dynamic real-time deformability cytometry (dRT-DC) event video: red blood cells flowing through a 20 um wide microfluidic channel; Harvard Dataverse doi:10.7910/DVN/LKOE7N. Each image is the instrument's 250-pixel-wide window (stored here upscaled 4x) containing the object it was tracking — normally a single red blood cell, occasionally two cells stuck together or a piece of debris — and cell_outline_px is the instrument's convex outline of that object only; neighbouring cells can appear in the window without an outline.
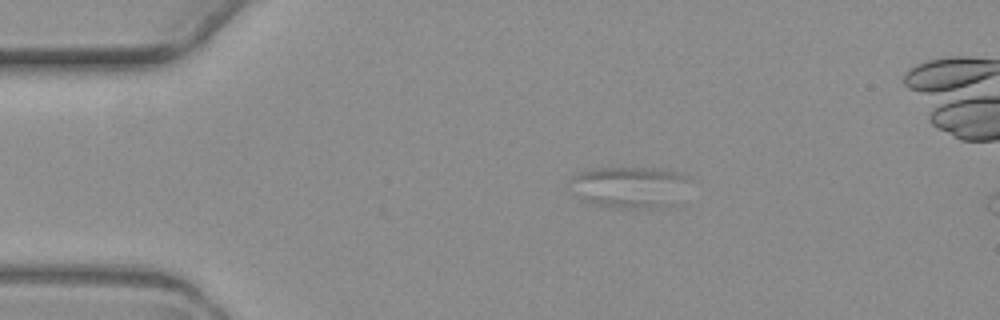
{"species": "common noctule bat (a hibernating species)", "species_latin": "Nyctalus noctula", "temperature_condition": "warm", "stored_images_in_passage": 5, "camera_frame_rate_fps": 3000, "um_per_image_px": 0.085, "animal": {"sex": "female", "body_mass_g": 19.3, "forearm_length_mm": 54.1}, "frame": {"image": 1, "passage_image": 3, "time_ms": 2.667, "image_size_px": [1000, 320], "cell_outline_px": [[688, 180], [680, 204], [652, 208], [620, 208], [596, 204], [584, 200], [580, 196], [572, 180], [572, 176], [580, 172], [596, 168], [660, 168], [680, 172]], "centroid_in_image_um": [53.64, 15.91], "position_along_channel_um": 31.4, "area_um2": 28.55}}